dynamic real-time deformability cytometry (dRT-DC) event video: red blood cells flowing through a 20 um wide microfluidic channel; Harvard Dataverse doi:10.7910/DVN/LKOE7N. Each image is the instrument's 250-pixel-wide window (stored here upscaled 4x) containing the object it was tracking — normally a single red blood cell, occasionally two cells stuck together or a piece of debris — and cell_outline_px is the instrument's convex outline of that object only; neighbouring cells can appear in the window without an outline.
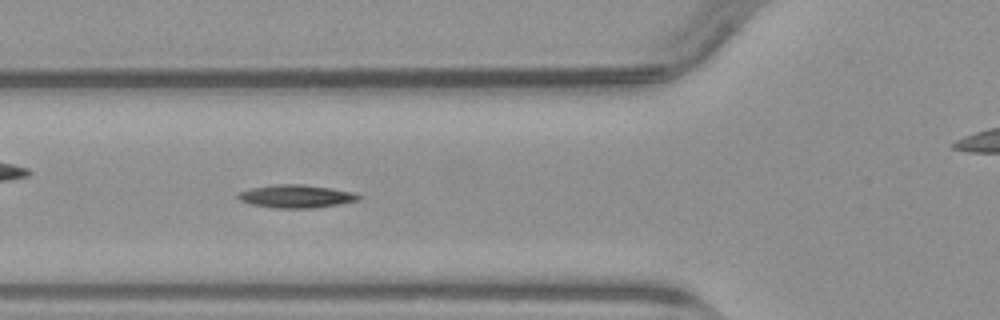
{"species": "common noctule bat (a hibernating species)", "species_latin": "Nyctalus noctula", "temperature_condition": "warm", "stored_images_in_passage": 38, "camera_frame_rate_fps": 3000, "um_per_image_px": 0.085, "animal": {"sex": "male", "body_mass_g": 23.1, "forearm_length_mm": 52.7}, "frame": {"image": 1, "passage_image": 5, "time_ms": 1.333, "image_size_px": [1000, 320], "cell_outline_px": [[364, 196], [360, 200], [340, 204], [312, 208], [276, 208], [252, 204], [240, 200], [236, 196], [240, 192], [252, 188], [276, 184], [304, 184], [352, 192]], "centroid_in_image_um": [25.21, 16.69], "position_along_channel_um": 100.6, "area_um2": 16.07}}
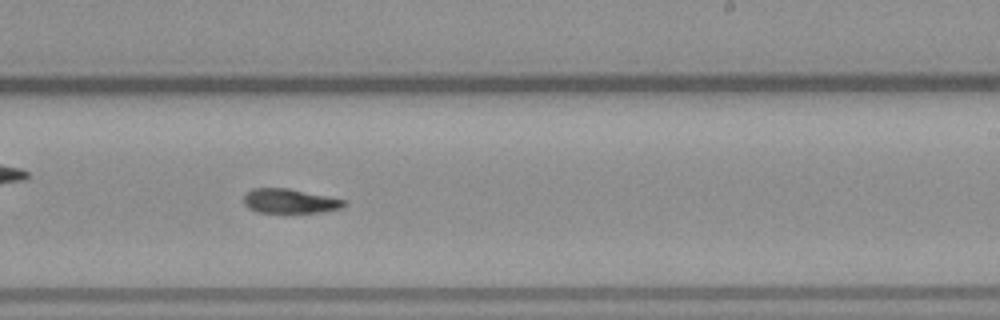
{"frame": {"image": 2, "passage_image": 17, "time_ms": 5.333, "image_size_px": [1000, 320], "cell_outline_px": [[348, 204], [340, 208], [320, 212], [256, 212], [248, 208], [244, 204], [244, 192], [252, 188], [288, 188], [348, 200]], "centroid_in_image_um": [24.62, 17.08], "position_along_channel_um": 264.4, "area_um2": 14.39}}
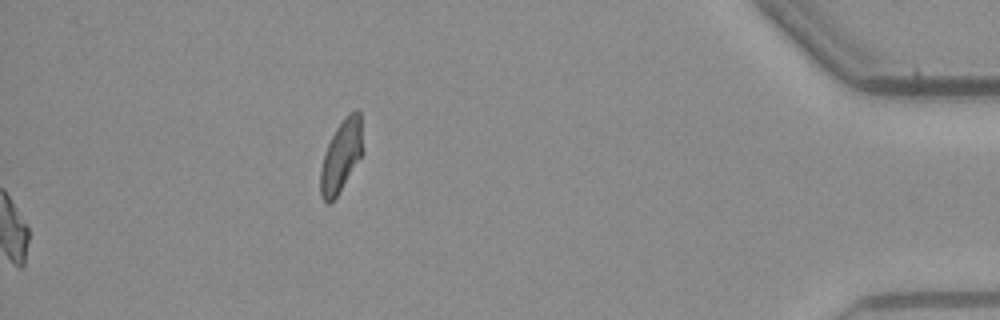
{"frame": {"image": 3, "passage_image": 38, "time_ms": 12.333, "image_size_px": [1000, 320], "cell_outline_px": [[364, 152], [336, 196], [328, 204], [320, 196], [320, 168], [328, 144], [336, 128], [348, 112], [356, 108], [360, 112], [364, 148]], "centroid_in_image_um": [29.03, 13.2], "position_along_channel_um": 406.2, "area_um2": 17.74}}